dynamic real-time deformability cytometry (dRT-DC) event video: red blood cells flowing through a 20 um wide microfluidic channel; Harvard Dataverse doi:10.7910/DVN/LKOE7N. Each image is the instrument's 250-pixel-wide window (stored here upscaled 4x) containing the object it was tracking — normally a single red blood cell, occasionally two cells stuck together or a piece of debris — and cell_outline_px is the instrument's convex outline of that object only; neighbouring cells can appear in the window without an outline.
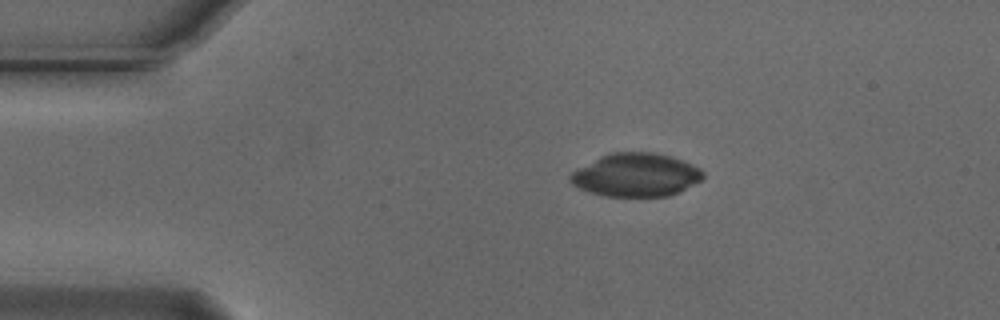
{"species": "Egyptian fruit bat (a non-hibernating species)", "species_latin": "Rousettus aegyptiacus", "temperature_condition": "cold", "stored_images_in_passage": 48, "camera_frame_rate_fps": 3000, "um_per_image_px": 0.085, "animal": {"sex": "male"}, "frame": {"image": 1, "passage_image": 4, "time_ms": 1.0, "image_size_px": [1000, 320], "cell_outline_px": [[704, 176], [700, 180], [680, 192], [668, 196], [604, 196], [588, 192], [572, 184], [568, 180], [568, 176], [576, 168], [600, 156], [612, 152], [652, 152], [672, 156], [684, 160], [700, 168], [704, 172]], "centroid_in_image_um": [54.04, 14.86], "position_along_channel_um": 31.0, "area_um2": 33.76}}
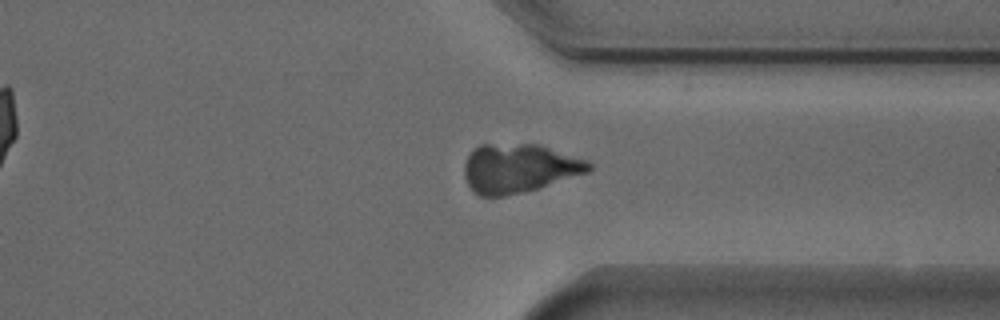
{"frame": {"image": 2, "passage_image": 35, "time_ms": 11.333, "image_size_px": [1000, 320], "cell_outline_px": [[592, 168], [588, 172], [540, 188], [524, 192], [504, 196], [480, 196], [472, 192], [464, 176], [464, 164], [472, 148], [480, 144], [540, 144], [588, 160], [592, 164]], "centroid_in_image_um": [44.11, 14.3], "position_along_channel_um": 367.3, "area_um2": 35.89}}
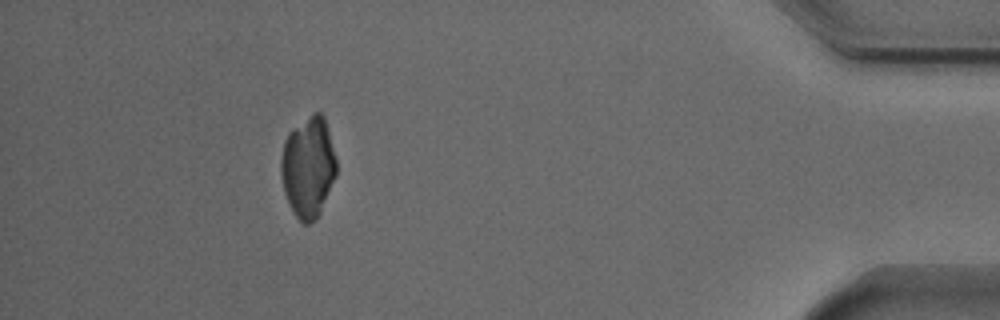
{"frame": {"image": 3, "passage_image": 43, "time_ms": 14.0, "image_size_px": [1000, 320], "cell_outline_px": [[336, 176], [320, 212], [316, 220], [308, 224], [304, 224], [296, 216], [284, 192], [280, 172], [280, 160], [284, 140], [288, 132], [292, 128], [312, 112], [320, 112], [324, 116], [336, 160]], "centroid_in_image_um": [26.18, 14.18], "position_along_channel_um": 409.0, "area_um2": 32.54}}